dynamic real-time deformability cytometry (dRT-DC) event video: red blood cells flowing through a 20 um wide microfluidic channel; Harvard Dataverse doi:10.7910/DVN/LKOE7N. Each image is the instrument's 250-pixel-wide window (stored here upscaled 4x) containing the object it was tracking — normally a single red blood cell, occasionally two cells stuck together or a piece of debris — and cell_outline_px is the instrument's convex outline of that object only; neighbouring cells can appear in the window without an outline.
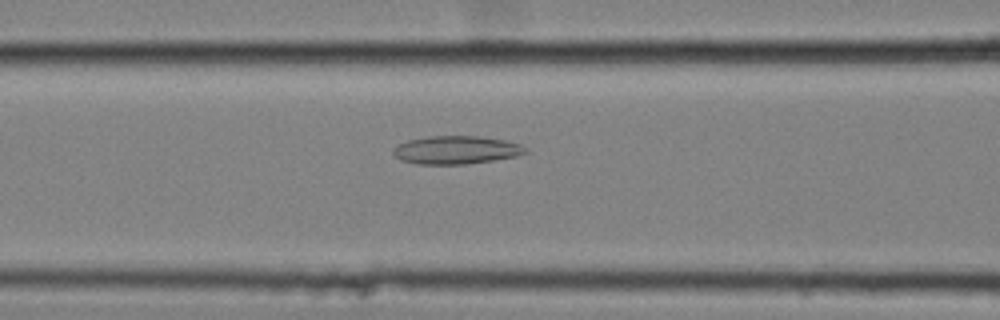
{"species": "common noctule bat (a hibernating species)", "species_latin": "Nyctalus noctula", "temperature_condition": "cold", "stored_images_in_passage": 58, "camera_frame_rate_fps": 3000, "um_per_image_px": 0.085, "animal": {"sex": "female", "body_mass_g": 25.1}, "frame": {"image": 1, "passage_image": 25, "time_ms": 8.0, "image_size_px": [1000, 320], "cell_outline_px": [[528, 152], [516, 156], [492, 160], [464, 164], [416, 164], [400, 160], [392, 152], [392, 148], [396, 144], [408, 140], [428, 136], [480, 136], [504, 140], [520, 144], [528, 148]], "centroid_in_image_um": [38.74, 12.74], "position_along_channel_um": 127.9, "area_um2": 21.79}}
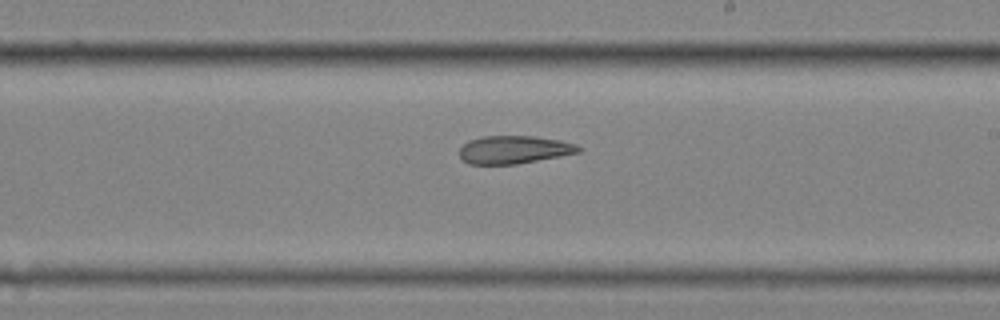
{"frame": {"image": 2, "passage_image": 35, "time_ms": 11.333, "image_size_px": [1000, 320], "cell_outline_px": [[584, 148], [580, 152], [560, 156], [516, 164], [468, 164], [460, 160], [460, 148], [468, 140], [484, 136], [536, 136], [560, 140], [576, 144]], "centroid_in_image_um": [43.69, 12.72], "position_along_channel_um": 245.3, "area_um2": 19.54}}
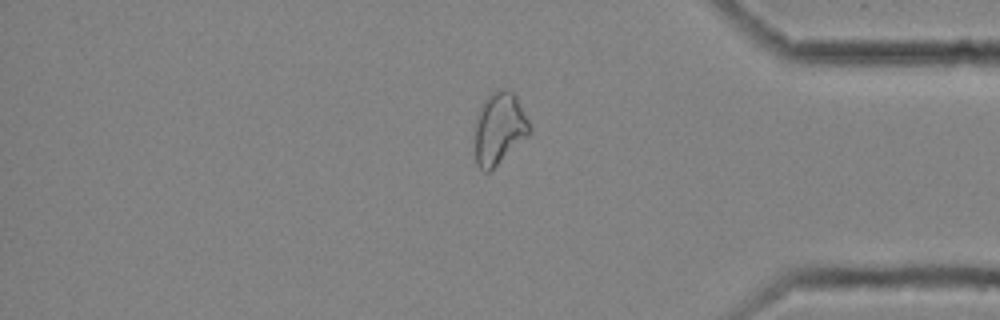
{"frame": {"image": 3, "passage_image": 49, "time_ms": 16.0, "image_size_px": [1000, 320], "cell_outline_px": [[532, 132], [528, 136], [488, 172], [484, 172], [476, 164], [476, 116], [484, 100], [492, 92], [500, 88], [508, 88], [516, 96], [532, 128]], "centroid_in_image_um": [42.45, 10.88], "position_along_channel_um": 392.7, "area_um2": 22.72}, "authors_computed_cell_mechanics": {"area_um2": 24.1026, "velocity_mm_per_s": 3.5359, "shape_relaxation_time_tau1_ms": null, "shape_relaxation_time_tau2_ms": 6.0434, "deformation_change_tau1": null, "deformation_change_tau2": 0.1445}}